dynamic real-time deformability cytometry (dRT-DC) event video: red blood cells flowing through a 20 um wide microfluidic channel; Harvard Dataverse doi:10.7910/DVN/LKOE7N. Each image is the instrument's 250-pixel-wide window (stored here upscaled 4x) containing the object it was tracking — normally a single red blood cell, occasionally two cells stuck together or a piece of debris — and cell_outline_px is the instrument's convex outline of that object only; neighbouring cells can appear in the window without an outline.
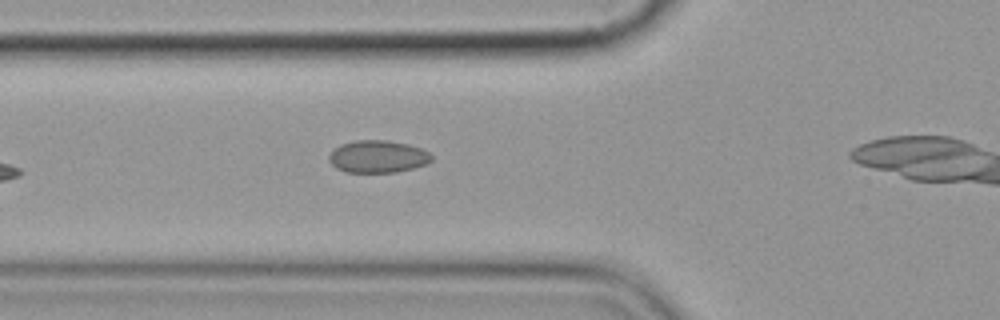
{"species": "common noctule bat (a hibernating species)", "species_latin": "Nyctalus noctula", "temperature_condition": "cold", "stored_images_in_passage": 6, "camera_frame_rate_fps": 3000, "um_per_image_px": 0.085, "animal": {"sex": "female", "body_mass_g": 19.9}, "frame": {"image": 1, "passage_image": 5, "time_ms": 5.333, "image_size_px": [1000, 320], "cell_outline_px": [[432, 160], [428, 164], [396, 172], [344, 172], [336, 168], [328, 160], [328, 156], [340, 144], [356, 140], [388, 140], [408, 144], [420, 148], [428, 152], [432, 156]], "centroid_in_image_um": [32.11, 13.31], "position_along_channel_um": 93.7, "area_um2": 19.36}}